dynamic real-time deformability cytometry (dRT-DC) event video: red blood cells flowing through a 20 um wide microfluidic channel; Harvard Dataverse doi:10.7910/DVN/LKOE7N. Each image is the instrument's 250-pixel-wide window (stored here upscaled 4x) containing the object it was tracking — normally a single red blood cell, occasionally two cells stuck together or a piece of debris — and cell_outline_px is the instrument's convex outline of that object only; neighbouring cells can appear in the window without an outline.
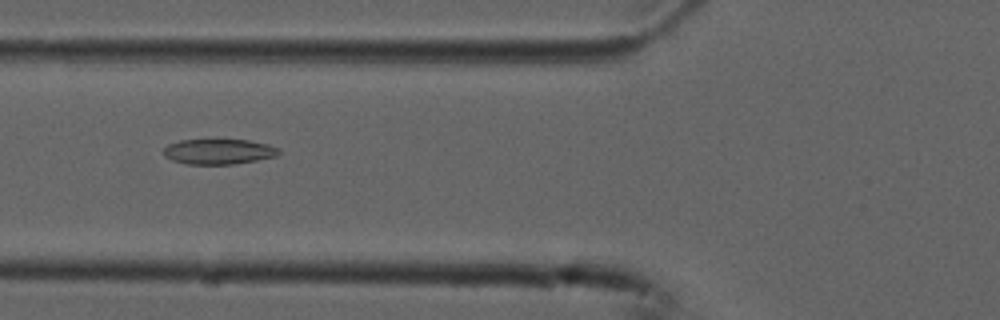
{"species": "common noctule bat (a hibernating species)", "species_latin": "Nyctalus noctula", "temperature_condition": "cold", "stored_images_in_passage": 6, "camera_frame_rate_fps": 3000, "um_per_image_px": 0.085, "animal": {"sex": "male", "forearm_length_mm": 52.5}, "frame": {"image": 1, "passage_image": 6, "time_ms": 1.667, "image_size_px": [1000, 320], "cell_outline_px": [[280, 152], [276, 156], [256, 160], [232, 164], [188, 164], [172, 160], [164, 156], [164, 148], [168, 144], [180, 140], [248, 140], [268, 144], [280, 148]], "centroid_in_image_um": [18.59, 12.88], "position_along_channel_um": 107.2, "area_um2": 16.88}}